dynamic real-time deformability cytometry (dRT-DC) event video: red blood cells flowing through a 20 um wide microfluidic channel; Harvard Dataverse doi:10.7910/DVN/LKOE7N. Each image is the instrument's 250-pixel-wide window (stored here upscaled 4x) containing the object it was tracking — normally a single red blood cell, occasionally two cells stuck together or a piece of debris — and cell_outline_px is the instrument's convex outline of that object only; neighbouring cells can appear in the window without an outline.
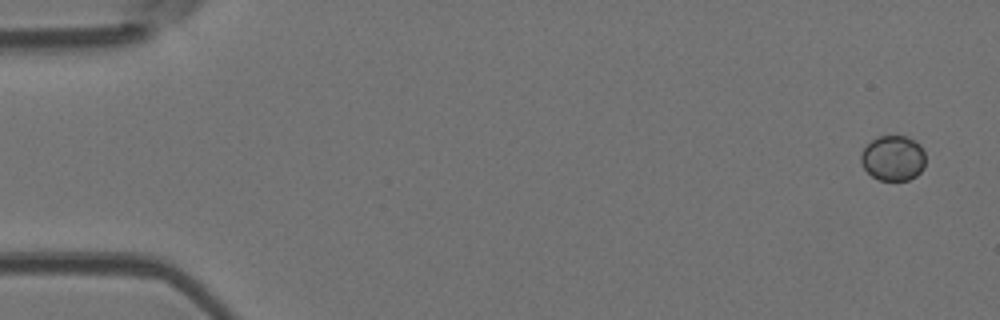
{"species": "Egyptian fruit bat (a non-hibernating species)", "species_latin": "Rousettus aegyptiacus", "temperature_condition": "room temperature", "stored_images_in_passage": 5, "camera_frame_rate_fps": 3000, "um_per_image_px": 0.085, "animal": {"sex": "female"}, "frame": {"image": 1, "passage_image": 1, "time_ms": 0.0, "image_size_px": [1000, 320], "cell_outline_px": [[924, 168], [916, 176], [908, 180], [880, 180], [872, 176], [864, 168], [860, 160], [860, 152], [876, 136], [904, 136], [920, 144], [924, 152]], "centroid_in_image_um": [75.9, 13.44], "position_along_channel_um": 9.1, "area_um2": 16.99}}
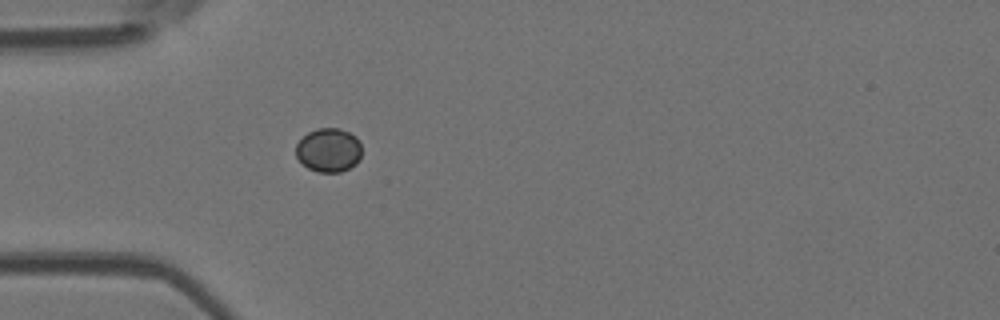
{"frame": {"image": 2, "passage_image": 5, "time_ms": 4.667, "image_size_px": [1000, 320], "cell_outline_px": [[360, 160], [356, 164], [340, 172], [316, 172], [308, 168], [296, 156], [296, 144], [308, 132], [316, 128], [340, 128], [356, 136], [360, 140]], "centroid_in_image_um": [27.94, 12.75], "position_along_channel_um": 57.1, "area_um2": 16.88}}